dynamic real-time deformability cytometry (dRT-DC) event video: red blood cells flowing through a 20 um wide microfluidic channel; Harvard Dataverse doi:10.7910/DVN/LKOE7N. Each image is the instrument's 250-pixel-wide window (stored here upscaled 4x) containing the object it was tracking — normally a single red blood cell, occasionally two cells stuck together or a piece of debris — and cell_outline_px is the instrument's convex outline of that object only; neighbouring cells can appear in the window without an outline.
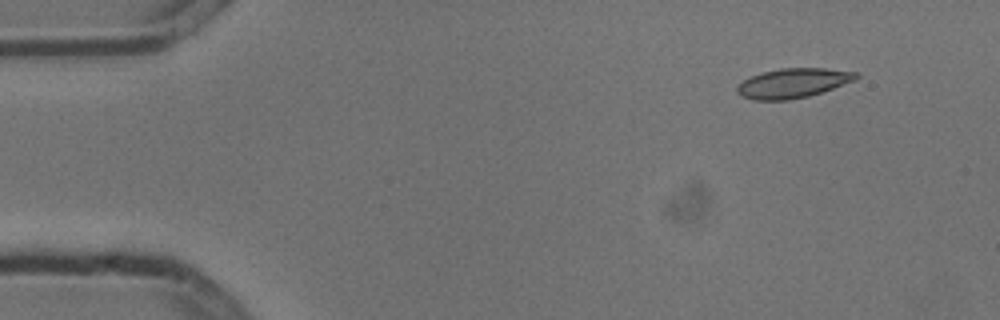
{"species": "common noctule bat (a hibernating species)", "species_latin": "Nyctalus noctula", "temperature_condition": "cold", "stored_images_in_passage": 4, "camera_frame_rate_fps": 3000, "um_per_image_px": 0.085, "animal": {"sex": "male", "body_mass_g": 13.3}, "frame": {"image": 1, "passage_image": 1, "time_ms": 0.0, "image_size_px": [1000, 320], "cell_outline_px": [[860, 76], [856, 80], [808, 96], [788, 100], [752, 100], [740, 96], [736, 92], [736, 88], [744, 80], [752, 76], [764, 72], [780, 68], [824, 68], [856, 72]], "centroid_in_image_um": [67.39, 7.07], "position_along_channel_um": 17.6, "area_um2": 20.35}}